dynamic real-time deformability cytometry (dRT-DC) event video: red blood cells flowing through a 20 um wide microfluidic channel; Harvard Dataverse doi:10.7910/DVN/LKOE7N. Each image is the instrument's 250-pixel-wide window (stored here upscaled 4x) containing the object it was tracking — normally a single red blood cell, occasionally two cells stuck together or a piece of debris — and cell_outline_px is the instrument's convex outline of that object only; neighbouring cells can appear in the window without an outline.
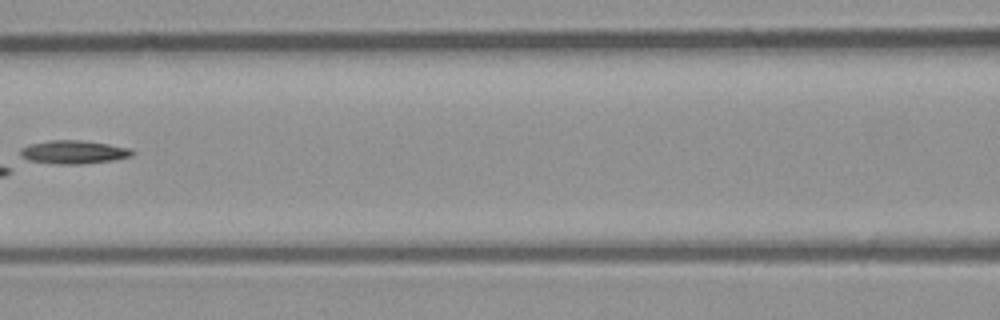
{"species": "common noctule bat (a hibernating species)", "species_latin": "Nyctalus noctula", "temperature_condition": "room temperature", "stored_images_in_passage": 7, "camera_frame_rate_fps": 3000, "um_per_image_px": 0.085, "animal": {"sex": "male", "body_mass_g": 23.1, "forearm_length_mm": 52.7}, "frame": {"image": 1, "passage_image": 7, "time_ms": 2.0, "image_size_px": [1000, 320], "cell_outline_px": [[136, 152], [132, 156], [112, 160], [80, 164], [52, 164], [28, 160], [20, 156], [20, 148], [32, 144], [52, 140], [80, 140], [108, 144], [132, 148]], "centroid_in_image_um": [6.28, 12.93], "position_along_channel_um": 160.3, "area_um2": 15.26}}